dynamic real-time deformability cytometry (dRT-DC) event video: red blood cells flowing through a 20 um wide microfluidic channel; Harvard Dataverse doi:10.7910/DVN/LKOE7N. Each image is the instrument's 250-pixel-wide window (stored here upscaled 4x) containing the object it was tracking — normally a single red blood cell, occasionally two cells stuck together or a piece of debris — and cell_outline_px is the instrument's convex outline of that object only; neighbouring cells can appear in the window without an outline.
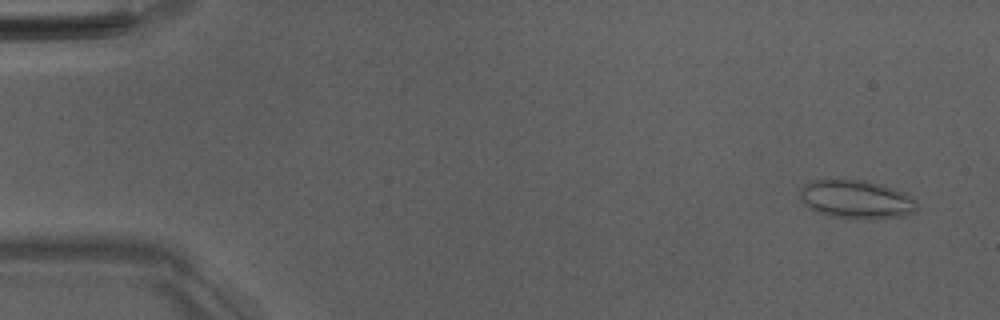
{"species": "Egyptian fruit bat (a non-hibernating species)", "species_latin": "Rousettus aegyptiacus", "temperature_condition": "room temperature", "stored_images_in_passage": 50, "camera_frame_rate_fps": 3000, "um_per_image_px": 0.085, "animal": {"sex": "male"}, "frame": {"image": 1, "passage_image": 3, "time_ms": 0.667, "image_size_px": [1000, 320], "cell_outline_px": [[916, 208], [912, 212], [900, 216], [836, 216], [820, 212], [804, 204], [800, 200], [800, 188], [804, 184], [812, 180], [868, 180], [884, 184], [904, 192], [912, 196], [916, 200]], "centroid_in_image_um": [72.77, 16.87], "position_along_channel_um": 12.2, "area_um2": 25.26}}
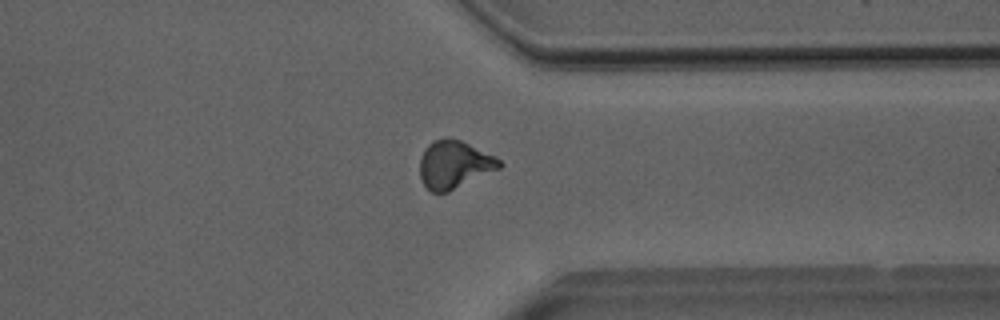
{"frame": {"image": 2, "passage_image": 39, "time_ms": 12.667, "image_size_px": [1000, 320], "cell_outline_px": [[504, 164], [500, 168], [448, 192], [432, 192], [424, 184], [420, 176], [420, 156], [424, 148], [432, 140], [444, 136], [460, 140], [496, 156]], "centroid_in_image_um": [38.6, 13.96], "position_along_channel_um": 372.8, "area_um2": 22.31}}
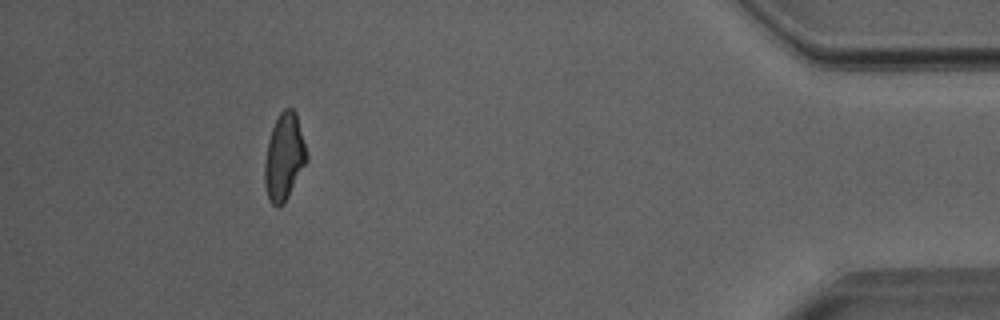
{"frame": {"image": 3, "passage_image": 46, "time_ms": 15.0, "image_size_px": [1000, 320], "cell_outline_px": [[308, 160], [284, 204], [280, 208], [276, 208], [268, 200], [264, 184], [264, 164], [268, 140], [272, 128], [280, 112], [284, 108], [292, 108], [296, 112], [308, 156]], "centroid_in_image_um": [24.14, 13.39], "position_along_channel_um": 411.1, "area_um2": 21.44}, "authors_computed_cell_mechanics": {"area_um2": 21.0392, "velocity_mm_per_s": 4.0316, "shape_relaxation_time_tau1_ms": 6.8229, "shape_relaxation_time_tau2_ms": 0.9454, "deformation_change_tau1": 0.1625, "deformation_change_tau2": 0.0648}}